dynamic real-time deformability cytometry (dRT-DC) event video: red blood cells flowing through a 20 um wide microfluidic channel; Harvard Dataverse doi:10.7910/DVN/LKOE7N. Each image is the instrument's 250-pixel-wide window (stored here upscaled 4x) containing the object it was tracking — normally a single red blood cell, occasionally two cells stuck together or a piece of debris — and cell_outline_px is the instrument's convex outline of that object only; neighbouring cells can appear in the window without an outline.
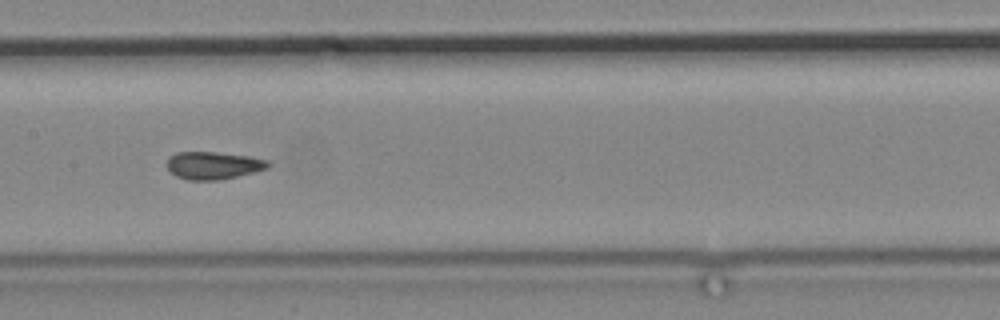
{"species": "common noctule bat (a hibernating species)", "species_latin": "Nyctalus noctula", "temperature_condition": "cold", "stored_images_in_passage": 12, "camera_frame_rate_fps": 3000, "um_per_image_px": 0.085, "animal": {"sex": "male", "body_mass_g": 19.2, "forearm_length_mm": 51.8}, "frame": {"image": 1, "passage_image": 11, "time_ms": 14.0, "image_size_px": [1000, 320], "cell_outline_px": [[272, 164], [268, 168], [256, 172], [220, 180], [188, 180], [176, 176], [168, 168], [168, 156], [176, 152], [216, 152], [248, 156], [268, 160]], "centroid_in_image_um": [18.16, 14.06], "position_along_channel_um": 189.2, "area_um2": 16.36}}
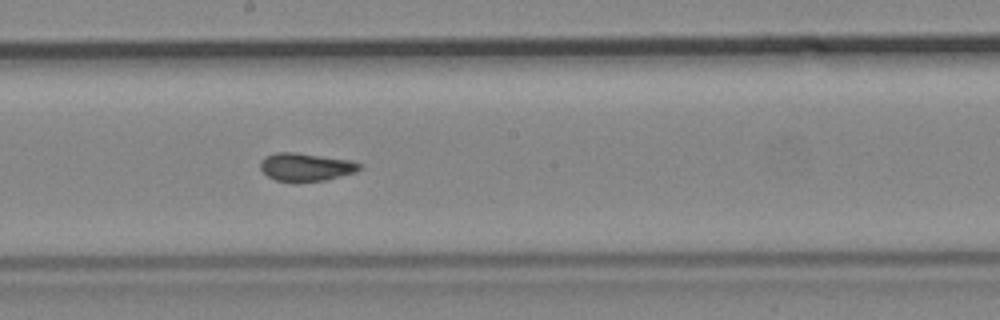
{"frame": {"image": 2, "passage_image": 12, "time_ms": 15.0, "image_size_px": [1000, 320], "cell_outline_px": [[360, 168], [356, 172], [324, 180], [296, 184], [276, 180], [268, 176], [260, 168], [260, 160], [264, 156], [276, 152], [292, 152], [348, 160], [360, 164]], "centroid_in_image_um": [25.92, 14.22], "position_along_channel_um": 222.3, "area_um2": 16.3}}